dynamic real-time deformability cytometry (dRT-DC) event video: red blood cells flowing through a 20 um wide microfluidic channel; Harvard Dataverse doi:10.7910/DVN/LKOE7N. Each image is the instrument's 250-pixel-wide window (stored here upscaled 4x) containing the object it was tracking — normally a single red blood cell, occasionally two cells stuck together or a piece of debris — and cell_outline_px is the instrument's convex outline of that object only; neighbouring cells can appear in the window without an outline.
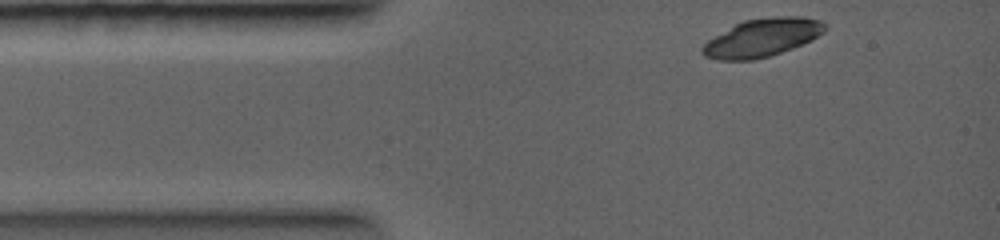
{"species": "common noctule bat (a hibernating species)", "species_latin": "Nyctalus noctula", "temperature_condition": "warm", "stored_images_in_passage": 4, "camera_frame_rate_fps": 5000, "um_per_image_px": 0.085, "animal": {"sex": "female", "body_mass_g": 19.0, "forearm_length_mm": 56.7}, "frame": {"image": 1, "passage_image": 1, "time_ms": 0.0, "image_size_px": [1000, 240], "cell_outline_px": [[828, 28], [824, 32], [812, 40], [792, 48], [768, 56], [752, 60], [716, 60], [704, 56], [700, 52], [700, 48], [708, 40], [736, 24], [744, 20], [776, 16], [804, 16], [820, 20], [828, 24]], "centroid_in_image_um": [64.82, 3.19], "position_along_channel_um": 20.2, "area_um2": 27.22}}